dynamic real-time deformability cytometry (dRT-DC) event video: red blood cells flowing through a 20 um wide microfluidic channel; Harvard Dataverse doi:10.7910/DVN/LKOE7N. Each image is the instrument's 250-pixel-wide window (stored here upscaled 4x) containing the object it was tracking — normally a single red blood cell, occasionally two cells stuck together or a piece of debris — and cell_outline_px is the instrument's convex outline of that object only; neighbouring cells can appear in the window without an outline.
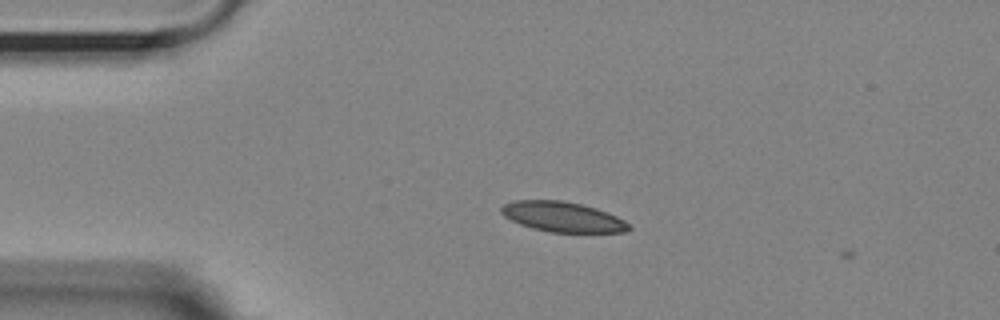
{"species": "Egyptian fruit bat (a non-hibernating species)", "species_latin": "Rousettus aegyptiacus", "temperature_condition": "room temperature", "stored_images_in_passage": 8, "camera_frame_rate_fps": 3000, "um_per_image_px": 0.085, "animal": {"sex": "female"}, "frame": {"image": 1, "passage_image": 3, "time_ms": 0.667, "image_size_px": [1000, 320], "cell_outline_px": [[632, 228], [624, 232], [548, 232], [532, 228], [520, 224], [504, 216], [500, 212], [500, 208], [504, 204], [512, 200], [560, 200], [580, 204], [596, 208], [608, 212], [624, 220]], "centroid_in_image_um": [47.8, 18.43], "position_along_channel_um": 37.2, "area_um2": 22.37}}